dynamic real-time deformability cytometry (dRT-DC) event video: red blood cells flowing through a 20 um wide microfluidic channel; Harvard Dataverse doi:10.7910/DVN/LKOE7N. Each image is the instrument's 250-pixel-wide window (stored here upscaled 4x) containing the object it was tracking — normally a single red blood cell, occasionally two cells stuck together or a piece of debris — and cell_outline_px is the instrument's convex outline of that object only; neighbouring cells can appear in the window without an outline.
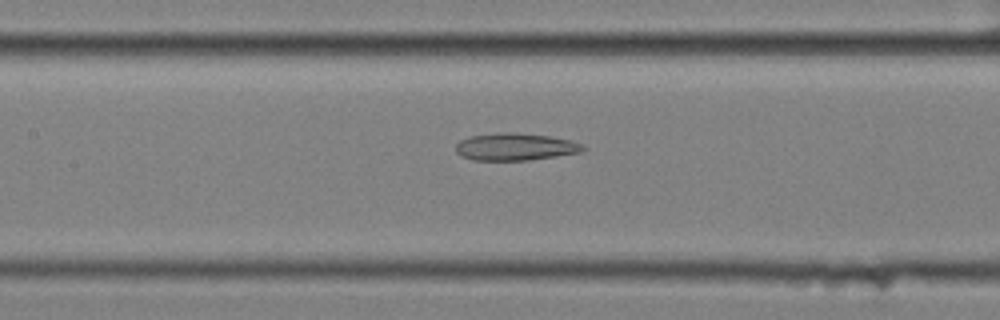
{"species": "common noctule bat (a hibernating species)", "species_latin": "Nyctalus noctula", "temperature_condition": "cold", "stored_images_in_passage": 51, "camera_frame_rate_fps": 3000, "um_per_image_px": 0.085, "animal": {"sex": "female", "body_mass_g": 25.1}, "frame": {"image": 1, "passage_image": 24, "time_ms": 7.667, "image_size_px": [1000, 320], "cell_outline_px": [[588, 148], [580, 152], [556, 156], [528, 160], [472, 160], [460, 156], [456, 152], [456, 144], [460, 140], [472, 136], [504, 132], [512, 132], [548, 136], [572, 140], [584, 144]], "centroid_in_image_um": [43.82, 12.48], "position_along_channel_um": 163.6, "area_um2": 20.23}}
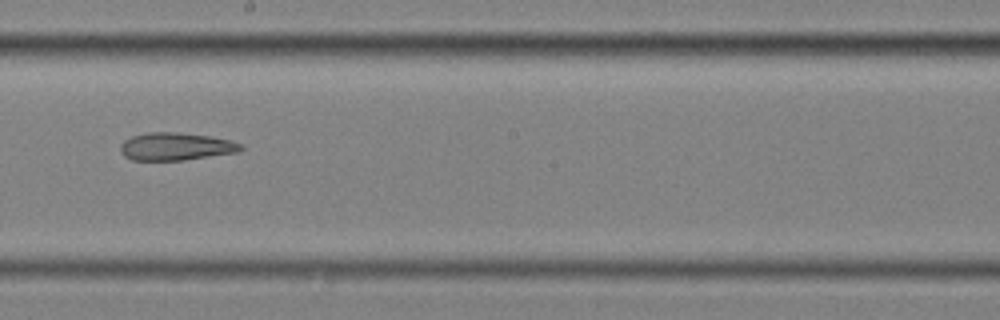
{"frame": {"image": 2, "passage_image": 30, "time_ms": 9.667, "image_size_px": [1000, 320], "cell_outline_px": [[244, 148], [240, 152], [184, 160], [132, 160], [124, 156], [120, 152], [120, 144], [124, 140], [132, 136], [148, 132], [176, 132], [208, 136], [228, 140], [244, 144]], "centroid_in_image_um": [14.95, 12.46], "position_along_channel_um": 233.3, "area_um2": 19.54}}
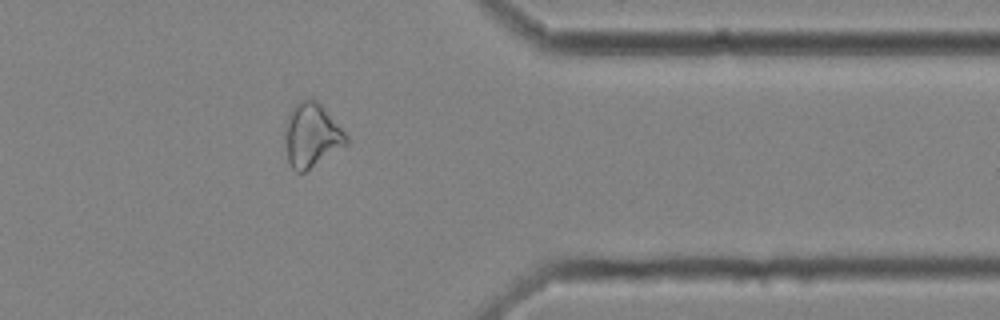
{"frame": {"image": 3, "passage_image": 44, "time_ms": 14.333, "image_size_px": [1000, 320], "cell_outline_px": [[348, 144], [304, 172], [296, 172], [292, 168], [288, 160], [284, 136], [284, 124], [288, 112], [300, 100], [316, 100], [320, 104], [348, 136]], "centroid_in_image_um": [26.45, 11.5], "position_along_channel_um": 384.9, "area_um2": 22.72}}